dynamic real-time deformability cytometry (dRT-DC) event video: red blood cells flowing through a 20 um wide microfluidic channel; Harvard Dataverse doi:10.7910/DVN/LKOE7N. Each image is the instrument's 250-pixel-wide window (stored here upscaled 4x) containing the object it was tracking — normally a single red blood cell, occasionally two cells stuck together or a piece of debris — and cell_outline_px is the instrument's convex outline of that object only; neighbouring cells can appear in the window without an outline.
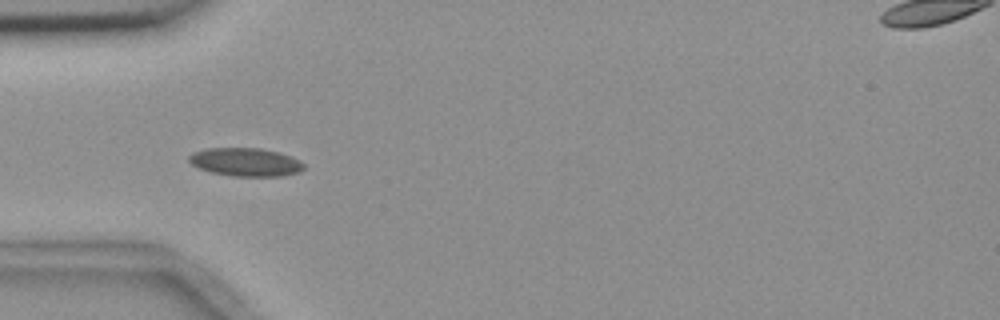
{"species": "common noctule bat (a hibernating species)", "species_latin": "Nyctalus noctula", "temperature_condition": "room temperature", "stored_images_in_passage": 1, "camera_frame_rate_fps": 3000, "um_per_image_px": 0.085, "animal": {"sex": "female", "body_mass_g": 18.4}, "frame": {"image": 1, "passage_image": 1, "time_ms": 0.0, "image_size_px": [1000, 320], "cell_outline_px": [[304, 168], [300, 172], [280, 176], [232, 176], [212, 172], [200, 168], [192, 164], [188, 160], [188, 156], [192, 152], [204, 148], [260, 148], [280, 152], [292, 156], [300, 160], [304, 164]], "centroid_in_image_um": [20.89, 13.76], "position_along_channel_um": 64.1, "area_um2": 19.07}}